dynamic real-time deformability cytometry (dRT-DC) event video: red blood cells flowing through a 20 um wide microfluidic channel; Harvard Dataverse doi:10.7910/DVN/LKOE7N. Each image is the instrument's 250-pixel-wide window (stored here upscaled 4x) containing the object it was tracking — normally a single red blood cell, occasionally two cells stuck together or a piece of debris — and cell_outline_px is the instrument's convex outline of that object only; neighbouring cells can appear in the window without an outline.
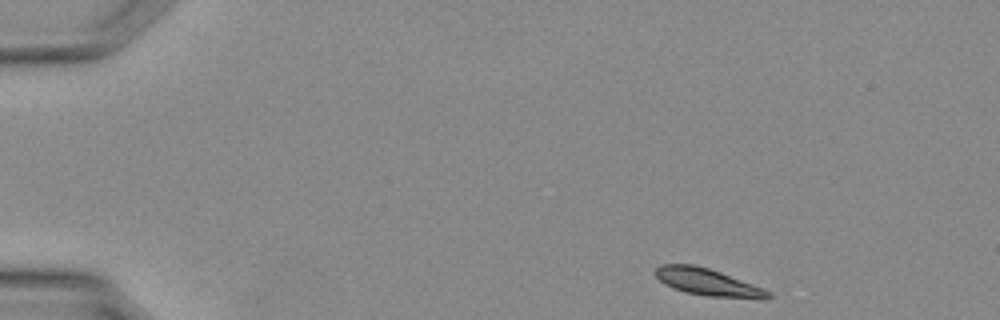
{"species": "Egyptian fruit bat (a non-hibernating species)", "species_latin": "Rousettus aegyptiacus", "temperature_condition": "warm", "stored_images_in_passage": 19, "camera_frame_rate_fps": 3000, "um_per_image_px": 0.085, "animal": {"sex": "female"}, "frame": {"image": 1, "passage_image": 1, "time_ms": 0.0, "image_size_px": [1000, 320], "cell_outline_px": [[772, 296], [764, 300], [708, 296], [684, 292], [672, 288], [664, 284], [652, 272], [660, 264], [692, 264], [708, 268], [720, 272], [764, 288], [772, 292]], "centroid_in_image_um": [60.18, 24.0], "position_along_channel_um": 24.8, "area_um2": 18.09}}
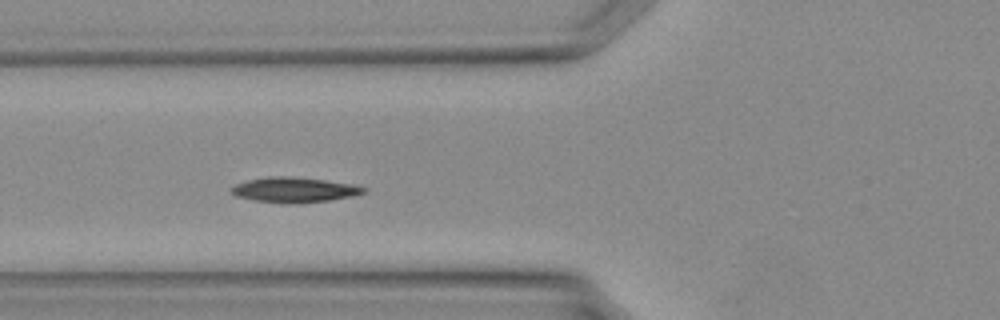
{"frame": {"image": 2, "passage_image": 10, "time_ms": 3.0, "image_size_px": [1000, 320], "cell_outline_px": [[368, 188], [364, 192], [352, 196], [328, 200], [300, 204], [284, 204], [252, 200], [236, 196], [232, 192], [232, 188], [236, 184], [248, 180], [268, 176], [284, 176], [324, 180], [352, 184]], "centroid_in_image_um": [25.0, 16.15], "position_along_channel_um": 100.8, "area_um2": 19.31}}
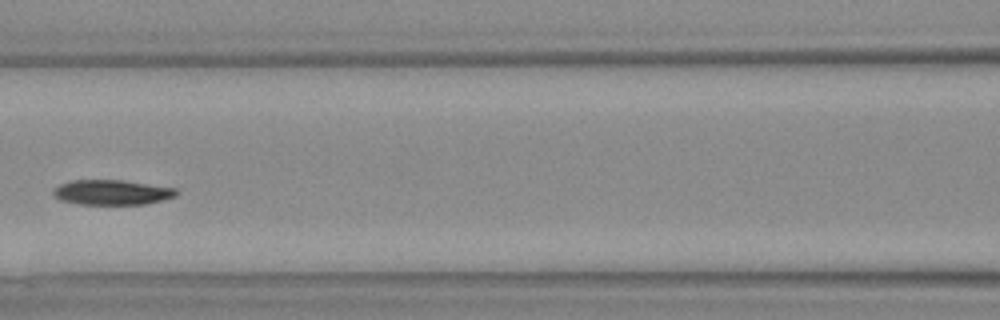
{"frame": {"image": 3, "passage_image": 13, "time_ms": 4.0, "image_size_px": [1000, 320], "cell_outline_px": [[180, 192], [176, 196], [144, 204], [80, 204], [60, 200], [52, 192], [60, 184], [72, 180], [124, 180], [176, 188]], "centroid_in_image_um": [9.54, 16.34], "position_along_channel_um": 157.1, "area_um2": 17.8}}